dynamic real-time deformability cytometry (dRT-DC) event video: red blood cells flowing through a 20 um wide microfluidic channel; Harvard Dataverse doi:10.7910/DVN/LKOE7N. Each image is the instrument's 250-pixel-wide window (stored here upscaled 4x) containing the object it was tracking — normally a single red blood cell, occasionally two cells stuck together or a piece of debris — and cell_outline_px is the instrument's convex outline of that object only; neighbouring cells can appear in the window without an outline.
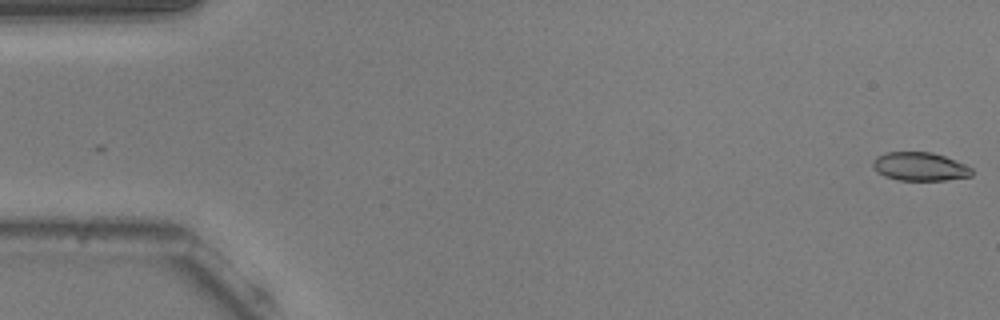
{"species": "common noctule bat (a hibernating species)", "species_latin": "Nyctalus noctula", "temperature_condition": "warm", "stored_images_in_passage": 54, "camera_frame_rate_fps": 3000, "um_per_image_px": 0.085, "animal": {"sex": "male", "body_mass_g": 20.5, "forearm_length_mm": 52.5}, "frame": {"image": 1, "passage_image": 1, "time_ms": 0.0, "image_size_px": [1000, 320], "cell_outline_px": [[972, 176], [944, 180], [900, 180], [884, 176], [876, 172], [872, 164], [872, 160], [876, 156], [884, 152], [932, 152], [944, 156], [964, 164], [972, 168]], "centroid_in_image_um": [78.15, 14.15], "position_along_channel_um": 6.9, "area_um2": 16.47}}
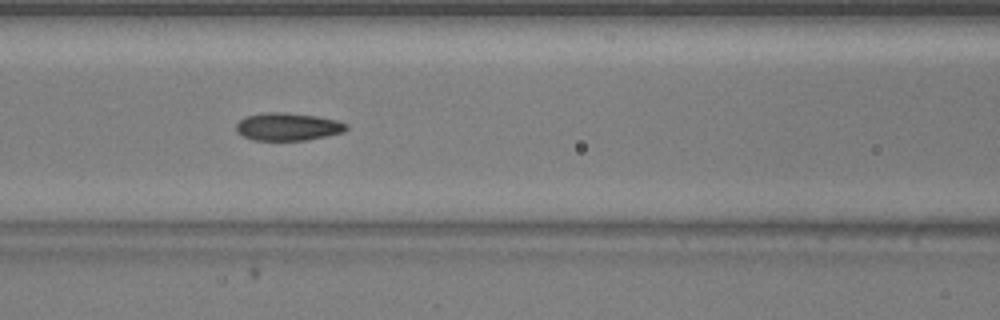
{"frame": {"image": 2, "passage_image": 23, "time_ms": 7.333, "image_size_px": [1000, 320], "cell_outline_px": [[348, 128], [344, 132], [328, 136], [304, 140], [252, 140], [236, 132], [236, 124], [244, 116], [264, 112], [284, 112], [316, 116], [336, 120], [348, 124]], "centroid_in_image_um": [24.45, 10.76], "position_along_channel_um": 142.1, "area_um2": 17.92}}
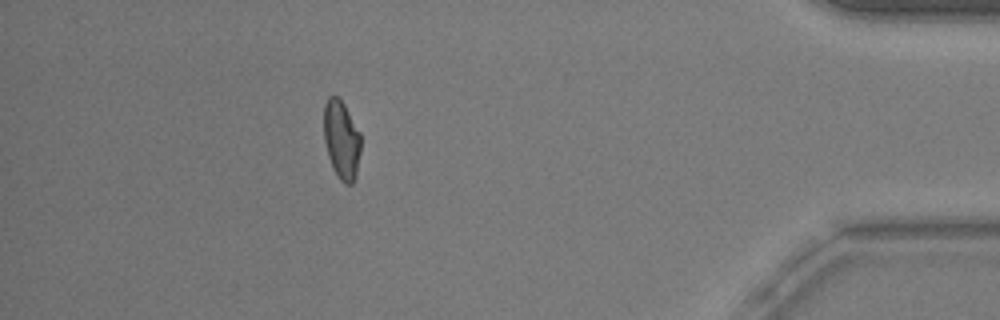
{"frame": {"image": 3, "passage_image": 48, "time_ms": 15.667, "image_size_px": [1000, 320], "cell_outline_px": [[360, 152], [356, 176], [352, 184], [344, 184], [340, 180], [328, 156], [324, 140], [324, 104], [328, 96], [336, 96], [344, 104], [360, 132]], "centroid_in_image_um": [29.03, 11.87], "position_along_channel_um": 406.2, "area_um2": 16.82}, "authors_computed_cell_mechanics": {"area_um2": 17.3978, "velocity_mm_per_s": 3.7766, "shape_relaxation_time_tau1_ms": 7.2668, "shape_relaxation_time_tau2_ms": 1.7596, "deformation_change_tau1": 0.2055, "deformation_change_tau2": 0.0738}}